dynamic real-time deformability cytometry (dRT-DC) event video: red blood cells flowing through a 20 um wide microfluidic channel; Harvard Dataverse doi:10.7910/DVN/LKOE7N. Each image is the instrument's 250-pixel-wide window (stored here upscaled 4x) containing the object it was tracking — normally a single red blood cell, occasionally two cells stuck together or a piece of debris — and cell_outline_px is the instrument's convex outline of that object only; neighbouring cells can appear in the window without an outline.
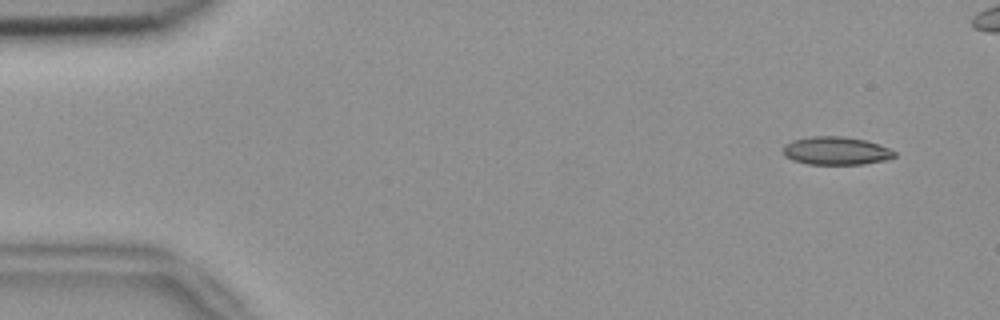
{"species": "common noctule bat (a hibernating species)", "species_latin": "Nyctalus noctula", "temperature_condition": "room temperature", "stored_images_in_passage": 47, "camera_frame_rate_fps": 3000, "um_per_image_px": 0.085, "animal": {"sex": "female", "body_mass_g": 18.4}, "frame": {"image": 1, "passage_image": 2, "time_ms": 0.333, "image_size_px": [1000, 320], "cell_outline_px": [[896, 156], [884, 160], [864, 164], [808, 164], [792, 160], [784, 156], [784, 144], [792, 140], [812, 136], [844, 136], [864, 140], [880, 144], [896, 152]], "centroid_in_image_um": [71.05, 12.81], "position_along_channel_um": 13.9, "area_um2": 18.26}}
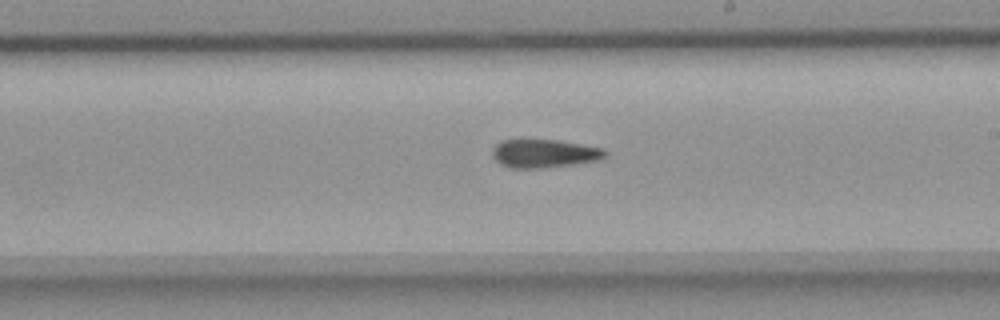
{"frame": {"image": 2, "passage_image": 29, "time_ms": 9.333, "image_size_px": [1000, 320], "cell_outline_px": [[608, 156], [600, 160], [544, 168], [508, 168], [500, 164], [492, 156], [492, 148], [500, 140], [560, 140], [604, 148], [608, 152]], "centroid_in_image_um": [46.28, 13.05], "position_along_channel_um": 242.7, "area_um2": 18.9}}
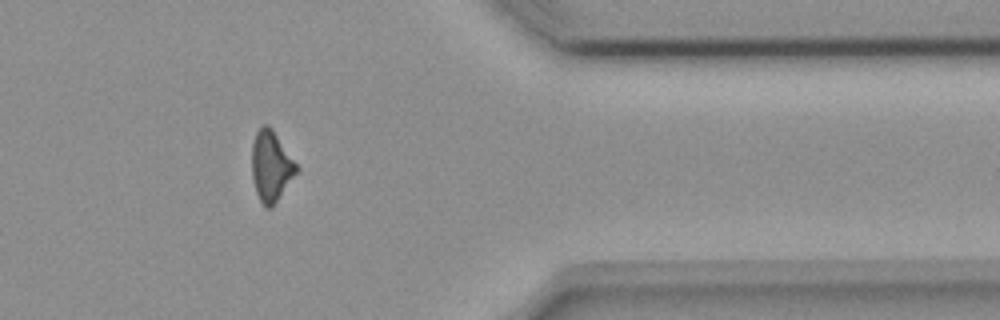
{"frame": {"image": 3, "passage_image": 42, "time_ms": 13.667, "image_size_px": [1000, 320], "cell_outline_px": [[300, 168], [272, 208], [264, 208], [256, 192], [252, 176], [252, 144], [256, 132], [260, 124], [268, 124], [272, 128]], "centroid_in_image_um": [23.04, 14.11], "position_along_channel_um": 388.4, "area_um2": 18.5}, "authors_computed_cell_mechanics": {"area_um2": 18.785, "velocity_mm_per_s": 3.786, "shape_relaxation_time_tau1_ms": null, "shape_relaxation_time_tau2_ms": 6.7982, "deformation_change_tau1": null, "deformation_change_tau2": 0.1691}}